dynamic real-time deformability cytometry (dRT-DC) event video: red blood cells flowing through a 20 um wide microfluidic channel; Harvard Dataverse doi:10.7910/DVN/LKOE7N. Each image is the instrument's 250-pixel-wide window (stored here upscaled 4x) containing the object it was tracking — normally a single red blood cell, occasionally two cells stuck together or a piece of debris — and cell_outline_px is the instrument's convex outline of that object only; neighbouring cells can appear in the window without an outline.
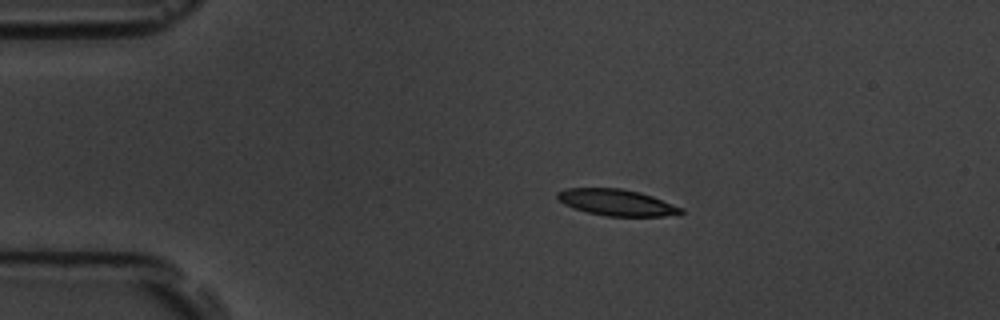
{"species": "common noctule bat (a hibernating species)", "species_latin": "Nyctalus noctula", "temperature_condition": "room temperature", "stored_images_in_passage": 6, "camera_frame_rate_fps": 3000, "um_per_image_px": 0.085, "animal": {"sex": "male", "body_mass_g": 19.5, "forearm_length_mm": 54.6}, "frame": {"image": 1, "passage_image": 2, "time_ms": 1.333, "image_size_px": [1000, 320], "cell_outline_px": [[684, 212], [680, 216], [608, 216], [588, 212], [572, 208], [564, 204], [556, 196], [556, 192], [564, 188], [620, 188], [640, 192], [652, 196], [684, 208]], "centroid_in_image_um": [52.45, 17.21], "position_along_channel_um": 32.5, "area_um2": 19.19}}
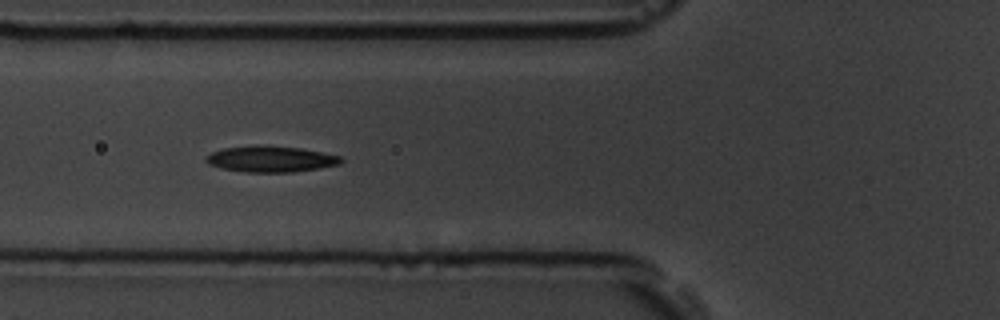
{"frame": {"image": 2, "passage_image": 5, "time_ms": 4.667, "image_size_px": [1000, 320], "cell_outline_px": [[344, 160], [340, 164], [320, 168], [292, 172], [244, 172], [220, 168], [208, 164], [204, 160], [204, 156], [212, 152], [224, 148], [260, 144], [300, 148], [340, 156]], "centroid_in_image_um": [22.97, 13.51], "position_along_channel_um": 102.8, "area_um2": 20.69}}
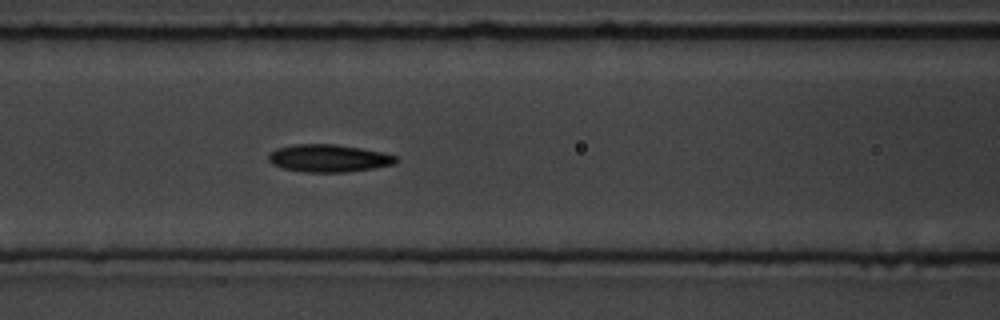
{"frame": {"image": 3, "passage_image": 6, "time_ms": 5.667, "image_size_px": [1000, 320], "cell_outline_px": [[396, 160], [392, 164], [376, 168], [348, 172], [304, 172], [284, 168], [272, 164], [268, 160], [268, 152], [276, 148], [292, 144], [336, 144], [384, 152], [396, 156]], "centroid_in_image_um": [27.9, 13.44], "position_along_channel_um": 138.7, "area_um2": 20.58}}